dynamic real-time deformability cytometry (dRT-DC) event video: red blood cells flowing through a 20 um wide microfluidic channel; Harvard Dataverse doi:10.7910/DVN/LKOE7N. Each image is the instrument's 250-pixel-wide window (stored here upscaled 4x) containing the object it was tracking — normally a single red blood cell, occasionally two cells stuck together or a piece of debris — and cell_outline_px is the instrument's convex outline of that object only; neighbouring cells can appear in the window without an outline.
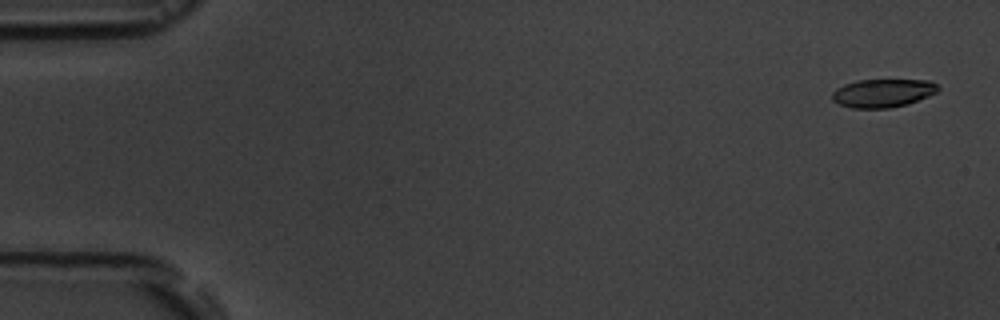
{"species": "common noctule bat (a hibernating species)", "species_latin": "Nyctalus noctula", "temperature_condition": "room temperature", "stored_images_in_passage": 7, "camera_frame_rate_fps": 3000, "um_per_image_px": 0.085, "animal": {"sex": "male", "body_mass_g": 19.5, "forearm_length_mm": 54.6}, "frame": {"image": 1, "passage_image": 1, "time_ms": 0.0, "image_size_px": [1000, 320], "cell_outline_px": [[940, 88], [936, 92], [928, 96], [908, 104], [888, 108], [852, 108], [840, 104], [832, 100], [832, 92], [836, 88], [844, 84], [856, 80], [932, 80]], "centroid_in_image_um": [75.03, 7.9], "position_along_channel_um": 10.0, "area_um2": 17.51}}
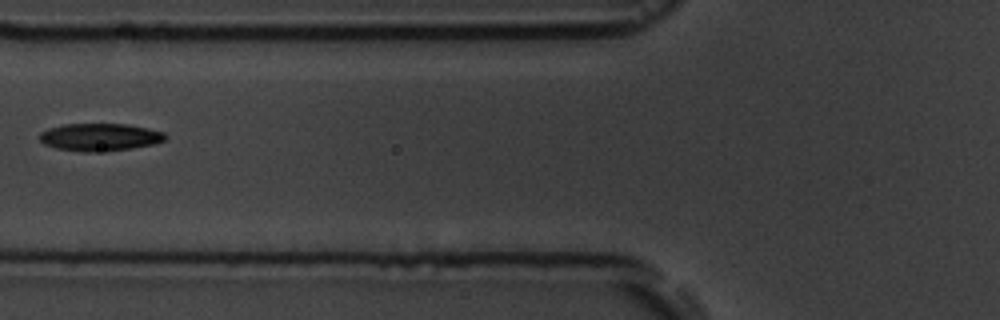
{"frame": {"image": 2, "passage_image": 6, "time_ms": 6.667, "image_size_px": [1000, 320], "cell_outline_px": [[168, 136], [164, 140], [152, 144], [132, 148], [92, 152], [84, 152], [56, 148], [44, 144], [40, 140], [40, 132], [48, 128], [64, 124], [128, 124], [148, 128], [164, 132]], "centroid_in_image_um": [8.48, 11.64], "position_along_channel_um": 117.3, "area_um2": 20.11}}
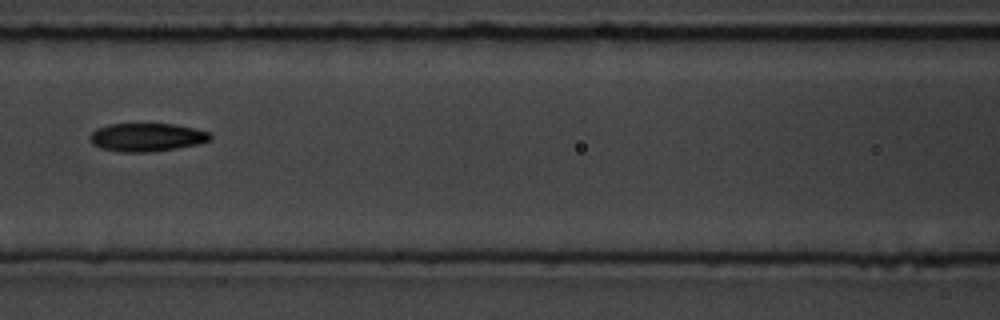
{"frame": {"image": 3, "passage_image": 7, "time_ms": 7.667, "image_size_px": [1000, 320], "cell_outline_px": [[212, 140], [200, 144], [176, 148], [148, 152], [120, 152], [100, 148], [92, 144], [88, 136], [96, 128], [108, 124], [176, 124], [196, 128], [212, 132]], "centroid_in_image_um": [12.51, 11.66], "position_along_channel_um": 154.1, "area_um2": 20.17}}